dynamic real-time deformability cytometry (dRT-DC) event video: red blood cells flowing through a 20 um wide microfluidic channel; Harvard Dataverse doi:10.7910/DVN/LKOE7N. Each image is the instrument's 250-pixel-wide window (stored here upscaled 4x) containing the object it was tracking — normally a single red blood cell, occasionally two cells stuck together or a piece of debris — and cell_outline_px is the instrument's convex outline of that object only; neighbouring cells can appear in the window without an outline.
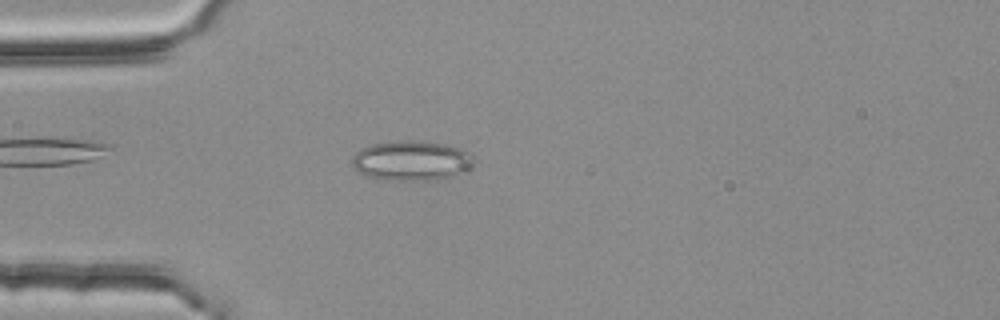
{"species": "common noctule bat (a hibernating species)", "species_latin": "Nyctalus noctula", "temperature_condition": "room temperature", "stored_images_in_passage": 1, "camera_frame_rate_fps": 3000, "um_per_image_px": 0.085, "animal": {"sex": "female", "body_mass_g": 25.1}, "frame": {"image": 1, "passage_image": 1, "time_ms": 0.0, "image_size_px": [1000, 320], "cell_outline_px": [[476, 160], [468, 168], [452, 176], [436, 180], [380, 180], [368, 176], [360, 172], [352, 164], [352, 156], [360, 148], [372, 144], [396, 140], [420, 140], [444, 144], [464, 148], [472, 152]], "centroid_in_image_um": [35.0, 13.63], "position_along_channel_um": 50.0, "area_um2": 28.73}}